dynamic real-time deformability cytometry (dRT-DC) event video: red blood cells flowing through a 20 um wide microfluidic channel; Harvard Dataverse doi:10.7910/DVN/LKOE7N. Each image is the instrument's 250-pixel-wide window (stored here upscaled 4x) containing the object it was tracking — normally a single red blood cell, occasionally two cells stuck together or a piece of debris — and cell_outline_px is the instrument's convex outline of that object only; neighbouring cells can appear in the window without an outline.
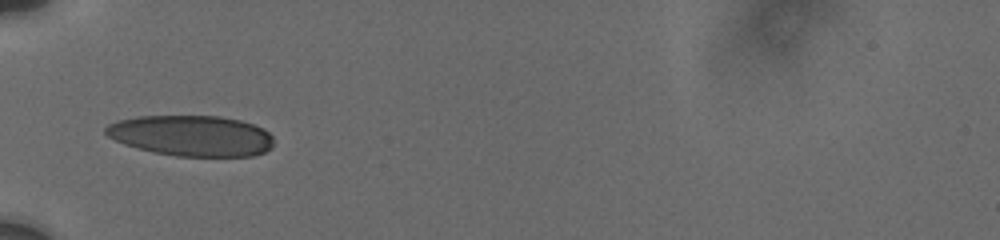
{"species": "human", "species_latin": "Homo sapiens", "temperature_condition": "cold", "stored_images_in_passage": 39, "camera_frame_rate_fps": 3000, "um_per_image_px": 0.085, "donor": {"sex": "male"}, "frame": {"image": 1, "passage_image": 1, "time_ms": 0.0, "image_size_px": [1000, 240], "cell_outline_px": [[272, 148], [264, 152], [252, 156], [176, 156], [152, 152], [136, 148], [124, 144], [108, 136], [104, 132], [104, 128], [108, 124], [116, 120], [140, 116], [220, 116], [240, 120], [264, 128], [272, 136]], "centroid_in_image_um": [16.26, 11.53], "position_along_channel_um": 68.7, "area_um2": 40.06}}
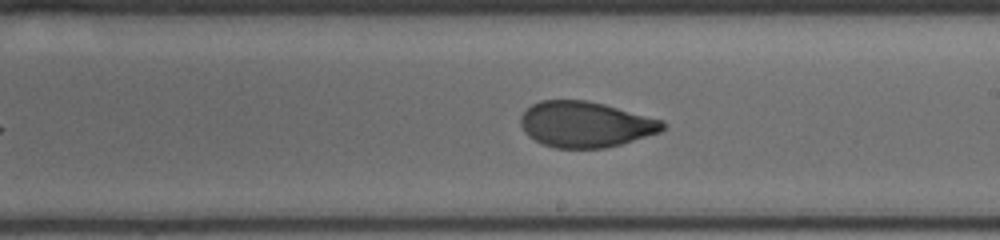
{"frame": {"image": 2, "passage_image": 17, "time_ms": 4.667, "image_size_px": [1000, 240], "cell_outline_px": [[664, 128], [660, 132], [620, 144], [604, 148], [556, 148], [544, 144], [528, 136], [524, 132], [520, 124], [520, 116], [532, 104], [540, 100], [584, 100], [604, 104], [664, 120]], "centroid_in_image_um": [49.75, 10.56], "position_along_channel_um": 239.3, "area_um2": 37.74}}
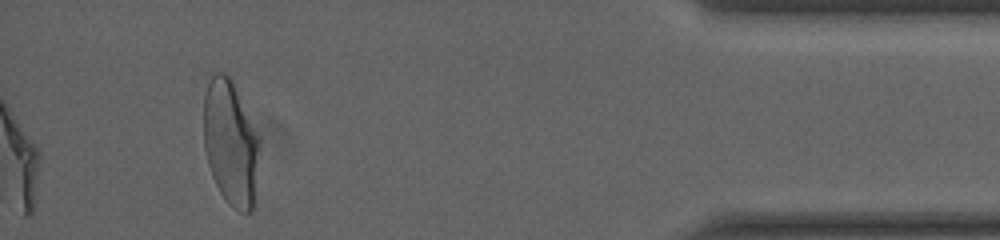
{"frame": {"image": 3, "passage_image": 39, "time_ms": 10.667, "image_size_px": [1000, 240], "cell_outline_px": [[260, 140], [252, 212], [240, 212], [228, 204], [220, 192], [212, 176], [208, 164], [204, 148], [204, 92], [212, 76], [216, 72], [224, 72], [232, 80]], "centroid_in_image_um": [19.58, 12.15], "position_along_channel_um": 415.6, "area_um2": 40.29}, "authors_computed_cell_mechanics": {"area_um2": 38.2636, "velocity_mm_per_s": 3.7512, "shape_relaxation_time_tau1_ms": 7.0038, "shape_relaxation_time_tau2_ms": 1.0831, "deformation_change_tau1": 0.21, "deformation_change_tau2": 0.0528}}